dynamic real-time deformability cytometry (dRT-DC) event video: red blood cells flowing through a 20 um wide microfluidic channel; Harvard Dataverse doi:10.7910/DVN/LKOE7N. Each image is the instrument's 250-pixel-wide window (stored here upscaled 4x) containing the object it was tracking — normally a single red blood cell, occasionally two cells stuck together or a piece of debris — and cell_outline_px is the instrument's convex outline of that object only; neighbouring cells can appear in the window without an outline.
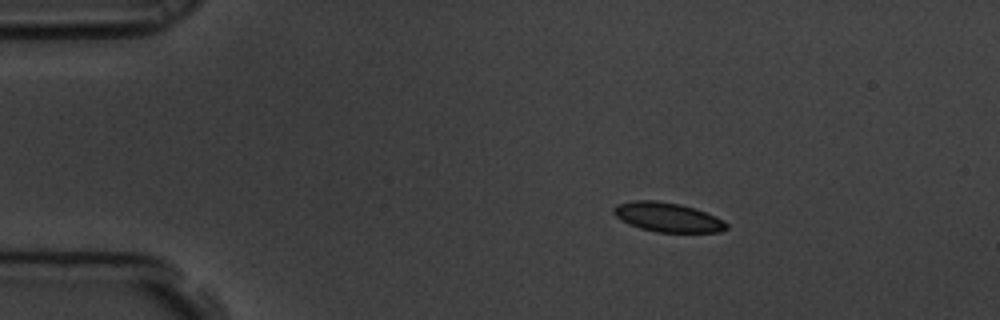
{"species": "common noctule bat (a hibernating species)", "species_latin": "Nyctalus noctula", "temperature_condition": "room temperature", "stored_images_in_passage": 3, "camera_frame_rate_fps": 3000, "um_per_image_px": 0.085, "animal": {"sex": "male", "body_mass_g": 19.5, "forearm_length_mm": 54.6}, "frame": {"image": 1, "passage_image": 1, "time_ms": 0.0, "image_size_px": [1000, 320], "cell_outline_px": [[728, 228], [720, 232], [656, 232], [640, 228], [628, 224], [620, 220], [612, 212], [612, 208], [616, 204], [632, 200], [656, 200], [680, 204], [696, 208], [716, 216], [724, 220], [728, 224]], "centroid_in_image_um": [56.73, 18.45], "position_along_channel_um": 28.3, "area_um2": 19.59}}